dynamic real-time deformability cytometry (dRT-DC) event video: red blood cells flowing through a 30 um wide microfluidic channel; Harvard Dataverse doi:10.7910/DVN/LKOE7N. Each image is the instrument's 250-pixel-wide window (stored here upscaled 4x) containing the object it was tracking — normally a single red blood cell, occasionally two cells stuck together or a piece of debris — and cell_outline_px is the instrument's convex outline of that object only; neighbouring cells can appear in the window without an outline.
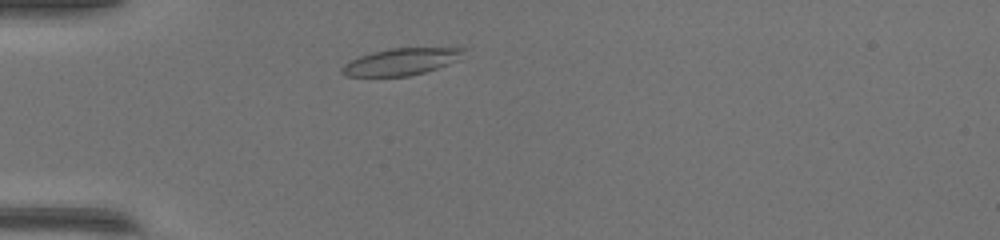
{"species": "common noctule bat (a hibernating species)", "species_latin": "Nyctalus noctula", "temperature_condition": "warm", "stored_images_in_passage": 39, "camera_frame_rate_fps": 3000, "um_per_image_px": 0.085, "animal": {"sex": "female", "body_mass_g": 17.0, "forearm_length_mm": 48.0}, "frame": {"image": 1, "passage_image": 4, "time_ms": 1.0, "image_size_px": [1000, 240], "cell_outline_px": [[468, 48], [460, 60], [424, 72], [408, 76], [344, 76], [340, 72], [340, 68], [344, 64], [360, 56], [372, 52], [388, 48]], "centroid_in_image_um": [34.1, 5.24], "position_along_channel_um": 50.9, "area_um2": 19.07}}
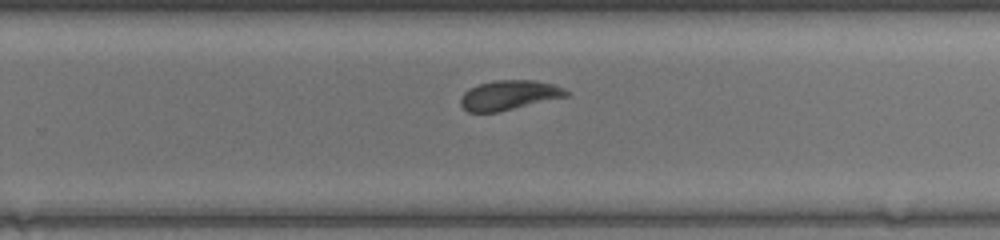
{"frame": {"image": 2, "passage_image": 22, "time_ms": 7.0, "image_size_px": [1000, 240], "cell_outline_px": [[572, 92], [568, 96], [500, 112], [468, 112], [460, 104], [460, 96], [468, 88], [492, 80], [536, 80], [552, 84], [564, 88]], "centroid_in_image_um": [43.28, 8.09], "position_along_channel_um": 286.5, "area_um2": 18.5}}
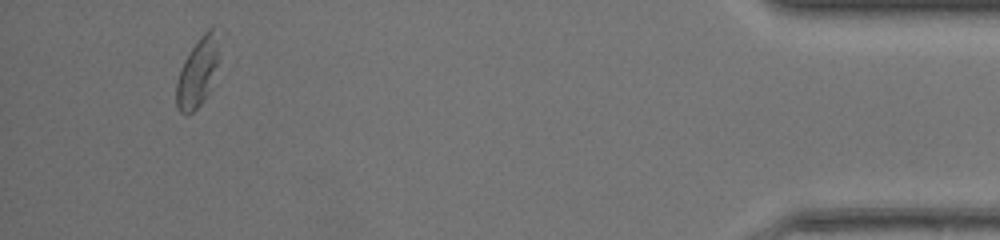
{"frame": {"image": 3, "passage_image": 36, "time_ms": 11.667, "image_size_px": [1000, 240], "cell_outline_px": [[228, 32], [208, 92], [204, 100], [192, 112], [180, 112], [176, 104], [176, 80], [180, 68], [184, 60], [200, 36], [208, 28], [216, 24], [224, 28]], "centroid_in_image_um": [16.96, 5.87], "position_along_channel_um": 418.2, "area_um2": 18.5}, "authors_computed_cell_mechanics": {"area_um2": 18.7272, "velocity_mm_per_s": 4.2366, "shape_relaxation_time_tau1_ms": 3.4317, "shape_relaxation_time_tau2_ms": 3.4038, "deformation_change_tau1": 0.1487, "deformation_change_tau2": 0.0806}}